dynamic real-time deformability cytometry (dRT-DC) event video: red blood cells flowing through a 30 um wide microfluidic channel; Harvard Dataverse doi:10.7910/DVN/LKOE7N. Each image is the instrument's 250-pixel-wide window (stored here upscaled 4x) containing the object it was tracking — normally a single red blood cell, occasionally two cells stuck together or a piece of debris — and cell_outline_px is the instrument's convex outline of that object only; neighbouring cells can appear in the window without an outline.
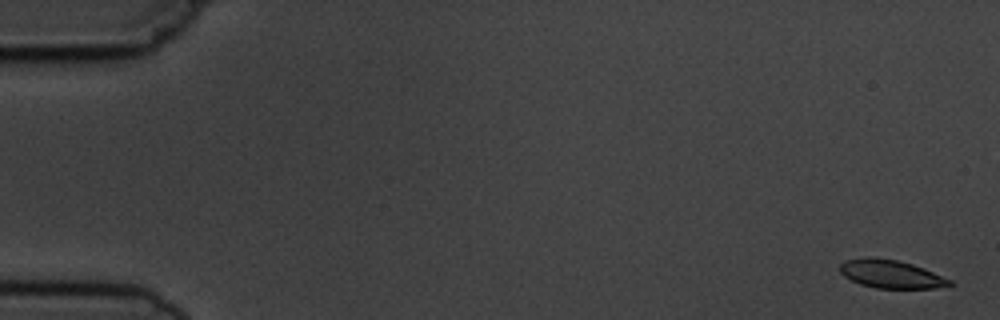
{"species": "common noctule bat (a hibernating species)", "species_latin": "Nyctalus noctula", "temperature_condition": "cold", "stored_images_in_passage": 7, "camera_frame_rate_fps": 3000, "um_per_image_px": 0.085, "animal": {"sex": "male", "body_mass_g": 19.5, "forearm_length_mm": 54.6}, "frame": {"image": 1, "passage_image": 1, "time_ms": 0.0, "image_size_px": [1000, 320], "cell_outline_px": [[956, 284], [936, 288], [876, 288], [860, 284], [844, 276], [840, 272], [840, 264], [844, 260], [864, 256], [872, 256], [896, 260], [912, 264], [924, 268], [952, 280]], "centroid_in_image_um": [75.72, 23.28], "position_along_channel_um": 9.3, "area_um2": 18.21}}
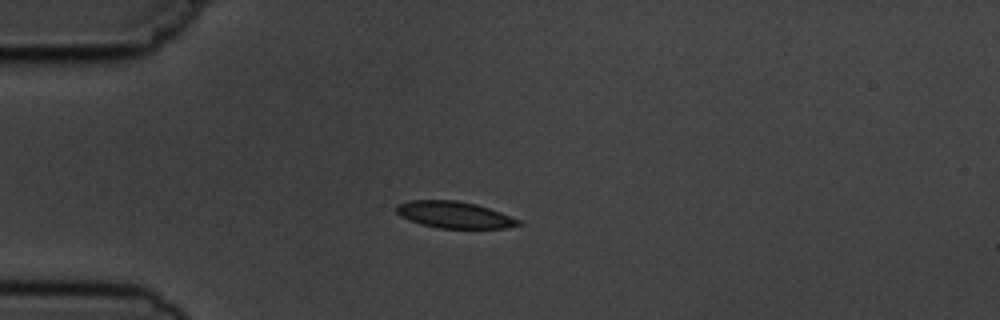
{"frame": {"image": 2, "passage_image": 5, "time_ms": 4.333, "image_size_px": [1000, 320], "cell_outline_px": [[524, 224], [508, 228], [436, 228], [420, 224], [408, 220], [400, 216], [396, 212], [396, 204], [412, 200], [456, 200], [476, 204], [500, 212], [520, 220]], "centroid_in_image_um": [38.6, 18.26], "position_along_channel_um": 46.4, "area_um2": 19.07}}
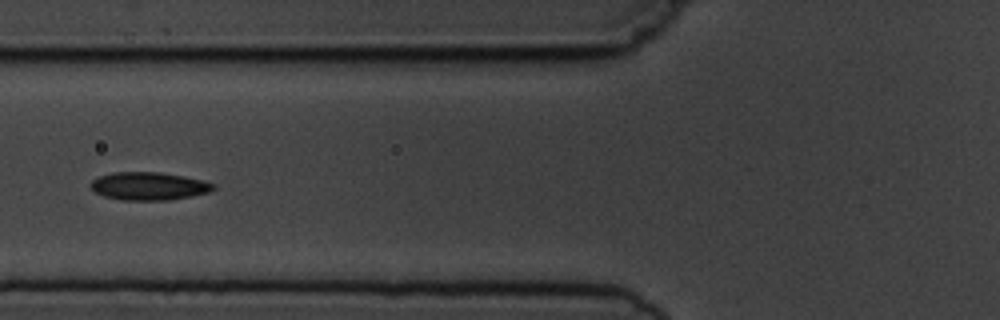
{"frame": {"image": 3, "passage_image": 7, "time_ms": 6.667, "image_size_px": [1000, 320], "cell_outline_px": [[216, 188], [208, 192], [192, 196], [172, 200], [124, 200], [104, 196], [96, 192], [88, 184], [96, 176], [112, 172], [160, 172], [184, 176], [204, 180], [216, 184]], "centroid_in_image_um": [12.66, 15.81], "position_along_channel_um": 113.1, "area_um2": 20.23}}